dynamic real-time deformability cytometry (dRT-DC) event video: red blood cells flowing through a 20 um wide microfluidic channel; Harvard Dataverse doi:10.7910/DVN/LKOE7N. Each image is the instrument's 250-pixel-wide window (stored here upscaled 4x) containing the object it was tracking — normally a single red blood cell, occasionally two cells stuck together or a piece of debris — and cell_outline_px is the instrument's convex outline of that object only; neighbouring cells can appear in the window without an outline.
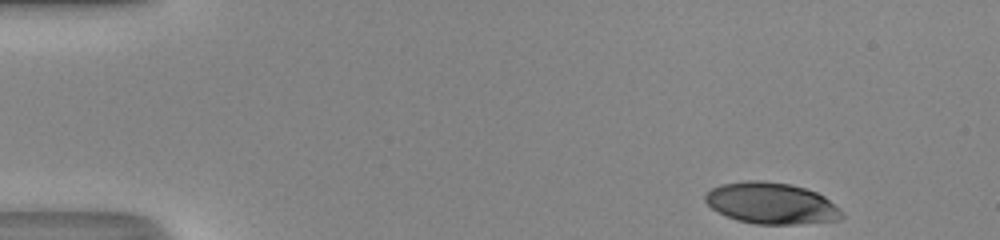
{"species": "human", "species_latin": "Homo sapiens", "temperature_condition": "room temperature", "stored_images_in_passage": 44, "camera_frame_rate_fps": 3000, "um_per_image_px": 0.085, "donor": {"sex": "male"}, "frame": {"image": 1, "passage_image": 1, "time_ms": 0.0, "image_size_px": [1000, 240], "cell_outline_px": [[844, 216], [840, 220], [796, 224], [756, 224], [736, 220], [712, 208], [704, 200], [704, 196], [712, 188], [720, 184], [748, 180], [764, 180], [792, 184], [816, 192], [824, 196], [844, 212]], "centroid_in_image_um": [65.58, 17.27], "position_along_channel_um": 19.4, "area_um2": 33.0}}
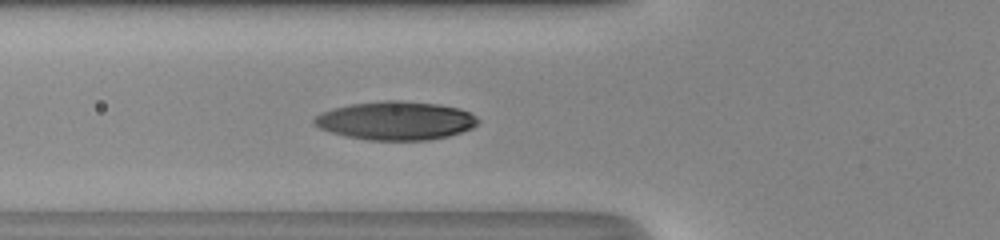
{"frame": {"image": 2, "passage_image": 14, "time_ms": 4.333, "image_size_px": [1000, 240], "cell_outline_px": [[480, 120], [472, 128], [448, 136], [428, 140], [368, 140], [344, 136], [328, 132], [312, 124], [312, 120], [320, 112], [352, 104], [388, 100], [400, 100], [440, 104], [460, 108], [476, 116]], "centroid_in_image_um": [33.62, 10.26], "position_along_channel_um": 92.2, "area_um2": 36.88}}
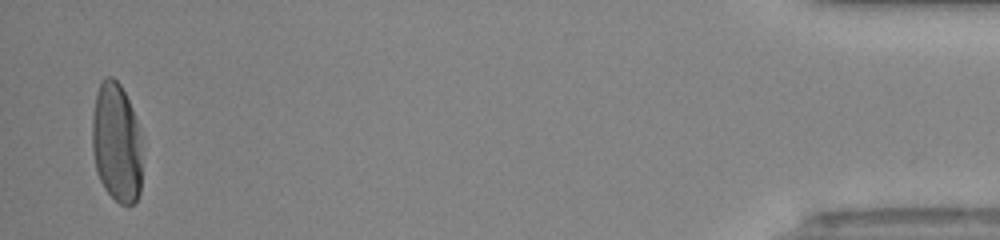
{"frame": {"image": 3, "passage_image": 43, "time_ms": 14.0, "image_size_px": [1000, 240], "cell_outline_px": [[140, 192], [136, 200], [132, 204], [120, 204], [104, 188], [100, 180], [96, 168], [92, 152], [92, 116], [96, 92], [100, 80], [104, 76], [112, 76], [120, 84], [132, 108], [136, 120], [140, 140]], "centroid_in_image_um": [9.86, 12.08], "position_along_channel_um": 425.3, "area_um2": 34.68}, "authors_computed_cell_mechanics": {"area_um2": 34.4777, "velocity_mm_per_s": 4.3363, "shape_relaxation_time_tau1_ms": 3.2816, "shape_relaxation_time_tau2_ms": null, "deformation_change_tau1": 0.213, "deformation_change_tau2": null}}